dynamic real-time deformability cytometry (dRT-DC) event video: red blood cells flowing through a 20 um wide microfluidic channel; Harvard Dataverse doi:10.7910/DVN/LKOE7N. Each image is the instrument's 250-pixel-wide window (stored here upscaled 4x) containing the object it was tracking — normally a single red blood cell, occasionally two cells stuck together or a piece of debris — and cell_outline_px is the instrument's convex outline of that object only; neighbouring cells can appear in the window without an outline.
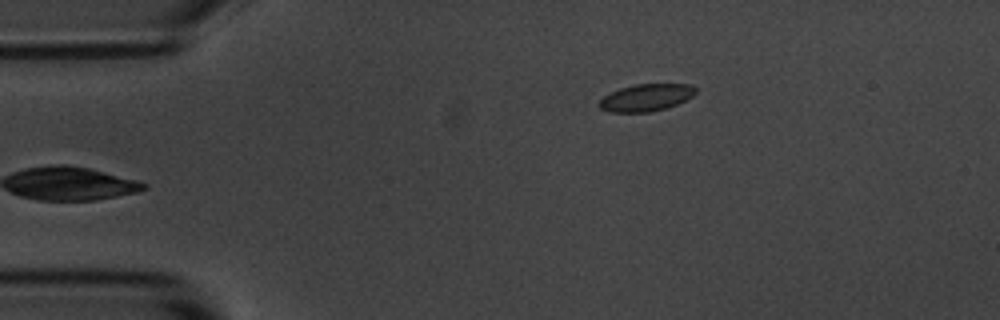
{"species": "common noctule bat (a hibernating species)", "species_latin": "Nyctalus noctula", "temperature_condition": "room temperature", "stored_images_in_passage": 4, "camera_frame_rate_fps": 3000, "um_per_image_px": 0.085, "animal": {"sex": "male", "body_mass_g": 20.1, "forearm_length_mm": 53.5}, "frame": {"image": 1, "passage_image": 4, "time_ms": 3.333, "image_size_px": [1000, 320], "cell_outline_px": [[696, 92], [692, 96], [676, 104], [664, 108], [648, 112], [608, 112], [600, 108], [596, 104], [604, 96], [620, 88], [636, 84], [688, 84], [696, 88]], "centroid_in_image_um": [54.87, 8.29], "position_along_channel_um": 30.1, "area_um2": 15.09}}